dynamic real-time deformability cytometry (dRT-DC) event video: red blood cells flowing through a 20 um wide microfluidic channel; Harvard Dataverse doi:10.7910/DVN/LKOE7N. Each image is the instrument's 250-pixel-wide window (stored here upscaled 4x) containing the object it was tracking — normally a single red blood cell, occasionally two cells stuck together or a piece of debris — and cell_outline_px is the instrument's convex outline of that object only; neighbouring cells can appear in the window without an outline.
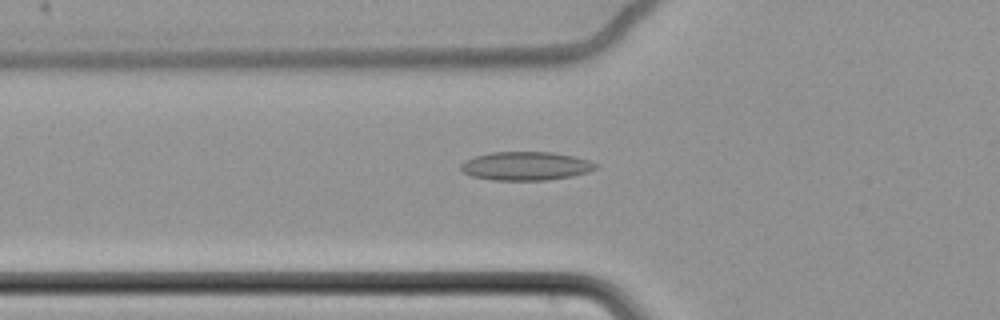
{"species": "common noctule bat (a hibernating species)", "species_latin": "Nyctalus noctula", "temperature_condition": "cold", "stored_images_in_passage": 41, "camera_frame_rate_fps": 3000, "um_per_image_px": 0.085, "animal": {"sex": "female", "body_mass_g": 22.7, "forearm_length_mm": 54.2}, "frame": {"image": 1, "passage_image": 3, "time_ms": 0.667, "image_size_px": [1000, 320], "cell_outline_px": [[600, 168], [588, 172], [572, 176], [548, 180], [492, 180], [472, 176], [464, 172], [460, 168], [460, 164], [464, 160], [476, 156], [492, 152], [552, 152], [576, 156], [600, 164]], "centroid_in_image_um": [44.75, 14.11], "position_along_channel_um": 81.1, "area_um2": 22.72}}
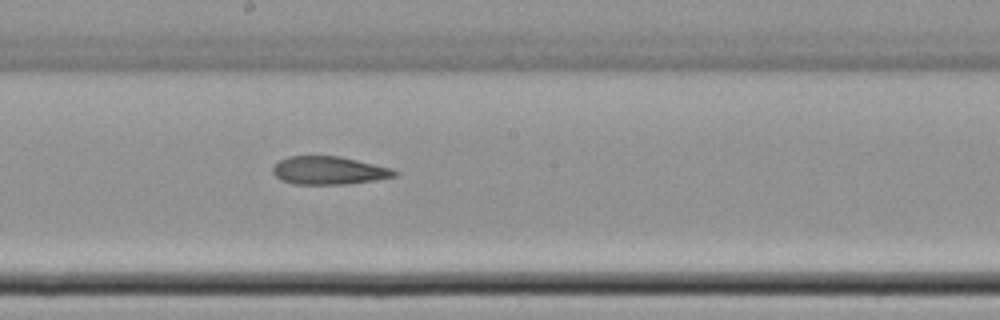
{"frame": {"image": 2, "passage_image": 15, "time_ms": 4.667, "image_size_px": [1000, 320], "cell_outline_px": [[400, 172], [396, 176], [376, 180], [348, 184], [292, 184], [280, 180], [272, 172], [272, 168], [280, 160], [288, 156], [340, 156], [392, 168]], "centroid_in_image_um": [27.97, 14.49], "position_along_channel_um": 220.2, "area_um2": 20.06}}
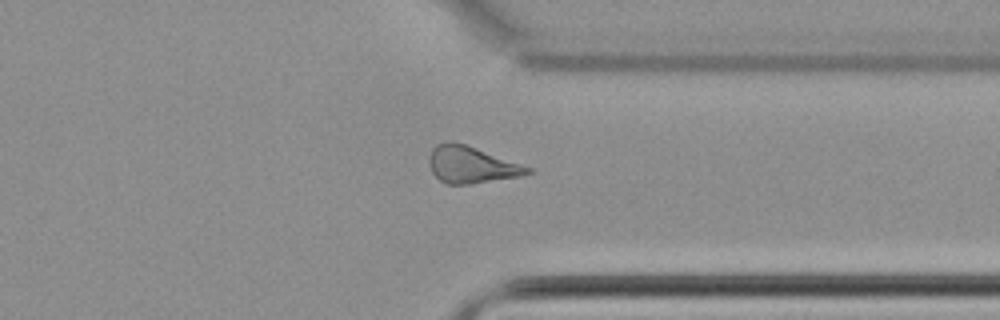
{"frame": {"image": 3, "passage_image": 28, "time_ms": 9.0, "image_size_px": [1000, 320], "cell_outline_px": [[536, 172], [520, 176], [468, 184], [448, 184], [440, 180], [432, 172], [428, 164], [428, 156], [432, 148], [436, 144], [452, 140], [476, 148], [532, 168]], "centroid_in_image_um": [40.03, 13.99], "position_along_channel_um": 371.4, "area_um2": 21.04}, "authors_computed_cell_mechanics": {"area_um2": 20.808, "velocity_mm_per_s": 3.4849, "shape_relaxation_time_tau1_ms": null, "shape_relaxation_time_tau2_ms": 8.1488, "deformation_change_tau1": null, "deformation_change_tau2": 0.1927}}